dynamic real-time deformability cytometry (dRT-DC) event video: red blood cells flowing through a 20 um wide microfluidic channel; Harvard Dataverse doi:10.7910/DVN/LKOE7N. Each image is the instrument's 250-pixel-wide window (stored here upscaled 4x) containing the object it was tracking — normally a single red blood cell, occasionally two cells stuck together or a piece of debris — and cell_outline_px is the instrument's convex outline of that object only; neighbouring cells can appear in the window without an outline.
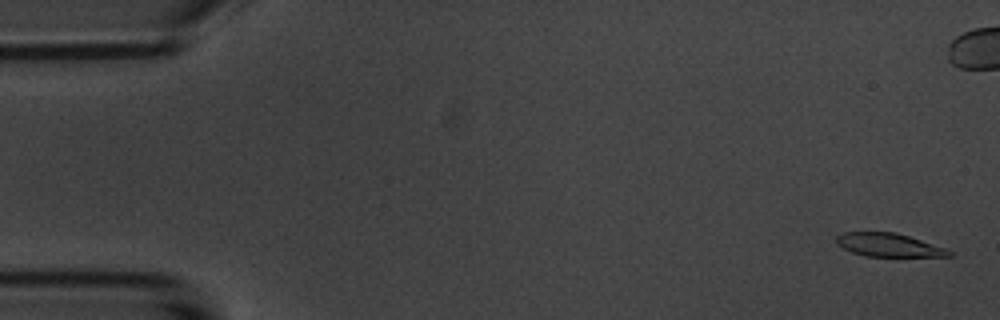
{"species": "common noctule bat (a hibernating species)", "species_latin": "Nyctalus noctula", "temperature_condition": "room temperature", "stored_images_in_passage": 16, "segment_of_instrument_passage": [1, 2], "camera_frame_rate_fps": 3000, "um_per_image_px": 0.085, "animal": {"sex": "male", "body_mass_g": 20.1, "forearm_length_mm": 53.5}, "frame": {"image": 1, "passage_image": 1, "time_ms": 0.0, "image_size_px": [1000, 320], "cell_outline_px": [[952, 256], [864, 256], [852, 252], [836, 244], [836, 236], [840, 232], [896, 232], [944, 248], [952, 252]], "centroid_in_image_um": [75.47, 20.81], "position_along_channel_um": 9.5, "area_um2": 15.14}}